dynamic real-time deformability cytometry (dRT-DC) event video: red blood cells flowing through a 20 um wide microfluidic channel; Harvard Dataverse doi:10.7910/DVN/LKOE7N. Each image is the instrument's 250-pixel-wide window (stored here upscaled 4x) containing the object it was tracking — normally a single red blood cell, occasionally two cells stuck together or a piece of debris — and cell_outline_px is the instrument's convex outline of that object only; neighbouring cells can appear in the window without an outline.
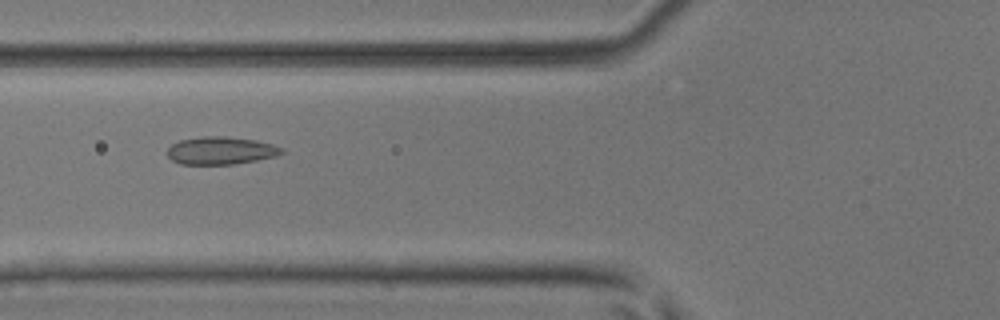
{"species": "common noctule bat (a hibernating species)", "species_latin": "Nyctalus noctula", "temperature_condition": "room temperature", "stored_images_in_passage": 29, "camera_frame_rate_fps": 3000, "um_per_image_px": 0.085, "animal": {"sex": "male", "body_mass_g": 17.9, "forearm_length_mm": 54.2}, "frame": {"image": 1, "passage_image": 5, "time_ms": 1.333, "image_size_px": [1000, 320], "cell_outline_px": [[284, 152], [276, 156], [256, 160], [232, 164], [180, 164], [172, 160], [168, 156], [168, 148], [172, 144], [180, 140], [204, 136], [228, 136], [256, 140], [272, 144], [284, 148]], "centroid_in_image_um": [18.78, 12.79], "position_along_channel_um": 107.0, "area_um2": 18.44}}
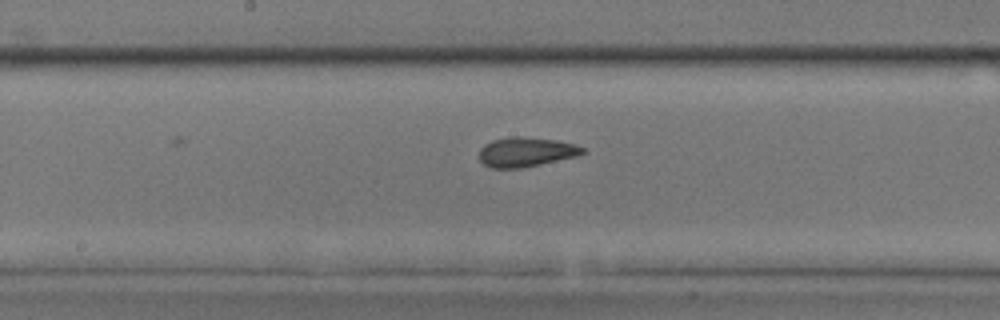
{"frame": {"image": 2, "passage_image": 12, "time_ms": 3.667, "image_size_px": [1000, 320], "cell_outline_px": [[588, 152], [580, 156], [520, 168], [492, 168], [484, 164], [480, 160], [480, 148], [484, 144], [492, 140], [512, 136], [520, 136], [556, 140], [576, 144], [584, 148]], "centroid_in_image_um": [44.76, 12.91], "position_along_channel_um": 203.4, "area_um2": 17.98}}
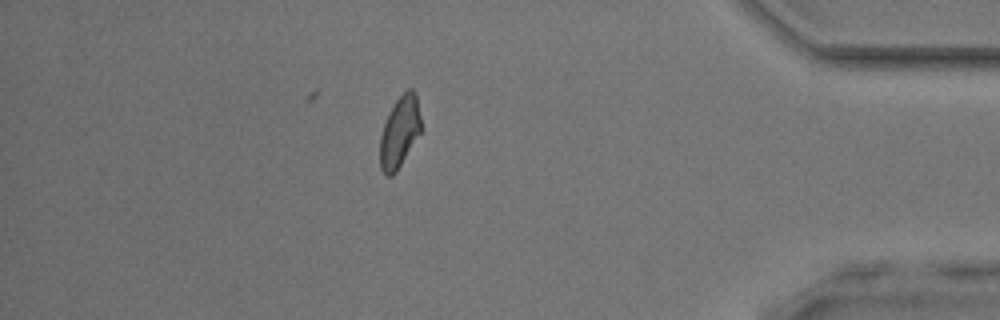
{"frame": {"image": 3, "passage_image": 29, "time_ms": 9.333, "image_size_px": [1000, 320], "cell_outline_px": [[420, 132], [396, 172], [392, 176], [384, 176], [380, 168], [380, 136], [388, 112], [396, 100], [408, 88], [412, 88], [416, 92], [420, 116]], "centroid_in_image_um": [33.94, 11.22], "position_along_channel_um": 401.3, "area_um2": 16.94}, "authors_computed_cell_mechanics": {"area_um2": 17.5712, "velocity_mm_per_s": 4.1509, "shape_relaxation_time_tau1_ms": 11.1916, "shape_relaxation_time_tau2_ms": 2.2603, "deformation_change_tau1": 0.1929, "deformation_change_tau2": 0.0686}}